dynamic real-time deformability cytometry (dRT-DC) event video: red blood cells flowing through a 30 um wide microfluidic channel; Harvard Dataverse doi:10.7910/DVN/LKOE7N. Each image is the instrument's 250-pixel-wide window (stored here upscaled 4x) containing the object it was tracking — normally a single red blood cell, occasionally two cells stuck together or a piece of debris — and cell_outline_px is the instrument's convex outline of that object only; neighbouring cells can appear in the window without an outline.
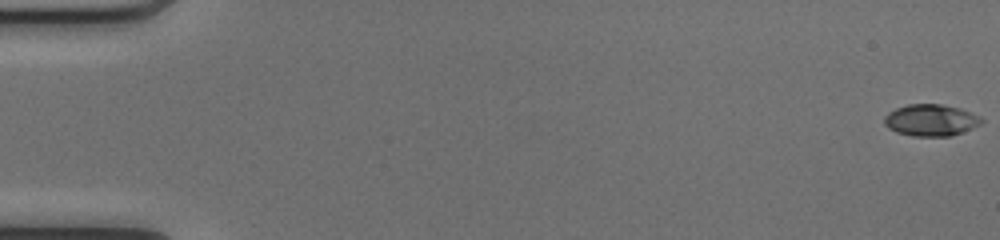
{"species": "common noctule bat (a hibernating species)", "species_latin": "Nyctalus noctula", "temperature_condition": "cold", "stored_images_in_passage": 51, "camera_frame_rate_fps": 3000, "um_per_image_px": 0.085, "animal": {"sex": "female", "body_mass_g": 17.0, "forearm_length_mm": 48.0}, "frame": {"image": 1, "passage_image": 1, "time_ms": 0.0, "image_size_px": [1000, 240], "cell_outline_px": [[984, 120], [980, 124], [972, 128], [952, 136], [912, 136], [896, 132], [888, 128], [884, 124], [884, 116], [888, 112], [896, 108], [908, 104], [940, 104], [960, 108]], "centroid_in_image_um": [79.07, 10.22], "position_along_channel_um": 5.9, "area_um2": 17.86}}
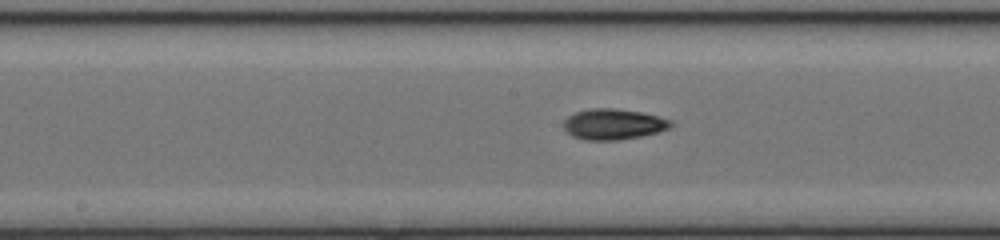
{"frame": {"image": 2, "passage_image": 27, "time_ms": 8.667, "image_size_px": [1000, 240], "cell_outline_px": [[676, 124], [660, 132], [620, 140], [584, 140], [572, 136], [564, 128], [564, 120], [568, 116], [576, 112], [592, 108], [612, 108], [640, 112], [672, 120]], "centroid_in_image_um": [52.16, 10.56], "position_along_channel_um": 196.0, "area_um2": 19.19}}
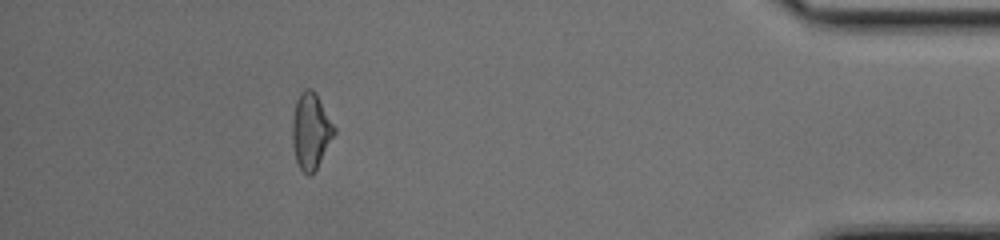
{"frame": {"image": 3, "passage_image": 46, "time_ms": 15.0, "image_size_px": [1000, 240], "cell_outline_px": [[336, 132], [312, 176], [308, 176], [300, 168], [296, 160], [292, 144], [292, 116], [296, 100], [300, 92], [304, 88], [312, 88], [316, 92], [336, 128]], "centroid_in_image_um": [26.41, 11.1], "position_along_channel_um": 408.8, "area_um2": 18.79}, "authors_computed_cell_mechanics": {"area_um2": 17.9758, "velocity_mm_per_s": 4.2013, "shape_relaxation_time_tau1_ms": 2.3806, "shape_relaxation_time_tau2_ms": 8.554, "deformation_change_tau1": 0.1353, "deformation_change_tau2": 0.1859}}